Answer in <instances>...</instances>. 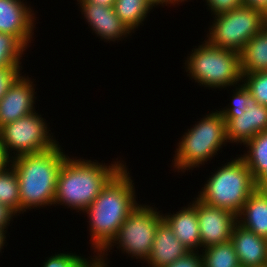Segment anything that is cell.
I'll return each instance as SVG.
<instances>
[{"instance_id":"1","label":"cell","mask_w":267,"mask_h":267,"mask_svg":"<svg viewBox=\"0 0 267 267\" xmlns=\"http://www.w3.org/2000/svg\"><path fill=\"white\" fill-rule=\"evenodd\" d=\"M131 176L125 165L83 212L89 220V241L94 255L98 256L111 243L126 218L140 204Z\"/></svg>"},{"instance_id":"2","label":"cell","mask_w":267,"mask_h":267,"mask_svg":"<svg viewBox=\"0 0 267 267\" xmlns=\"http://www.w3.org/2000/svg\"><path fill=\"white\" fill-rule=\"evenodd\" d=\"M67 157L59 172L53 206H68L83 212L99 196L107 183L126 165L118 158L108 163ZM104 163V164H103Z\"/></svg>"},{"instance_id":"3","label":"cell","mask_w":267,"mask_h":267,"mask_svg":"<svg viewBox=\"0 0 267 267\" xmlns=\"http://www.w3.org/2000/svg\"><path fill=\"white\" fill-rule=\"evenodd\" d=\"M67 157L58 143L48 151L20 155L9 161L19 182L21 214L54 205L59 172Z\"/></svg>"},{"instance_id":"4","label":"cell","mask_w":267,"mask_h":267,"mask_svg":"<svg viewBox=\"0 0 267 267\" xmlns=\"http://www.w3.org/2000/svg\"><path fill=\"white\" fill-rule=\"evenodd\" d=\"M182 135L177 143L175 155H173L172 165L175 172L194 170L211 161L218 152L227 146L226 122L221 113L211 111L193 127H190Z\"/></svg>"},{"instance_id":"5","label":"cell","mask_w":267,"mask_h":267,"mask_svg":"<svg viewBox=\"0 0 267 267\" xmlns=\"http://www.w3.org/2000/svg\"><path fill=\"white\" fill-rule=\"evenodd\" d=\"M236 156L211 172L196 197L207 205L223 208L237 216L256 186L245 161Z\"/></svg>"},{"instance_id":"6","label":"cell","mask_w":267,"mask_h":267,"mask_svg":"<svg viewBox=\"0 0 267 267\" xmlns=\"http://www.w3.org/2000/svg\"><path fill=\"white\" fill-rule=\"evenodd\" d=\"M188 55L184 71L199 86L222 90L242 83L240 53L216 47L205 38Z\"/></svg>"},{"instance_id":"7","label":"cell","mask_w":267,"mask_h":267,"mask_svg":"<svg viewBox=\"0 0 267 267\" xmlns=\"http://www.w3.org/2000/svg\"><path fill=\"white\" fill-rule=\"evenodd\" d=\"M152 206L140 203L131 212L119 228L116 237L97 256L98 267H109L107 253L112 252L110 250L116 245L119 251L131 258L144 262L147 260L152 250L156 229L163 220L162 212L158 211L155 205Z\"/></svg>"},{"instance_id":"8","label":"cell","mask_w":267,"mask_h":267,"mask_svg":"<svg viewBox=\"0 0 267 267\" xmlns=\"http://www.w3.org/2000/svg\"><path fill=\"white\" fill-rule=\"evenodd\" d=\"M212 18L206 40L216 47L238 53L267 25V15L263 11L246 5Z\"/></svg>"},{"instance_id":"9","label":"cell","mask_w":267,"mask_h":267,"mask_svg":"<svg viewBox=\"0 0 267 267\" xmlns=\"http://www.w3.org/2000/svg\"><path fill=\"white\" fill-rule=\"evenodd\" d=\"M232 98L219 109L226 122L228 143L245 145L258 133L267 130V107L257 102L243 83L234 87Z\"/></svg>"},{"instance_id":"10","label":"cell","mask_w":267,"mask_h":267,"mask_svg":"<svg viewBox=\"0 0 267 267\" xmlns=\"http://www.w3.org/2000/svg\"><path fill=\"white\" fill-rule=\"evenodd\" d=\"M38 113L34 111L0 127V140L9 160L20 155L48 151L59 143L46 119Z\"/></svg>"},{"instance_id":"11","label":"cell","mask_w":267,"mask_h":267,"mask_svg":"<svg viewBox=\"0 0 267 267\" xmlns=\"http://www.w3.org/2000/svg\"><path fill=\"white\" fill-rule=\"evenodd\" d=\"M191 202L197 209L202 249L231 241L237 216L223 208L207 205L197 197Z\"/></svg>"},{"instance_id":"12","label":"cell","mask_w":267,"mask_h":267,"mask_svg":"<svg viewBox=\"0 0 267 267\" xmlns=\"http://www.w3.org/2000/svg\"><path fill=\"white\" fill-rule=\"evenodd\" d=\"M77 4L92 33L104 42H119L133 34L116 15L113 6H101L86 0H79Z\"/></svg>"},{"instance_id":"13","label":"cell","mask_w":267,"mask_h":267,"mask_svg":"<svg viewBox=\"0 0 267 267\" xmlns=\"http://www.w3.org/2000/svg\"><path fill=\"white\" fill-rule=\"evenodd\" d=\"M30 7L24 0H0V33L15 36L27 49L36 28V14Z\"/></svg>"},{"instance_id":"14","label":"cell","mask_w":267,"mask_h":267,"mask_svg":"<svg viewBox=\"0 0 267 267\" xmlns=\"http://www.w3.org/2000/svg\"><path fill=\"white\" fill-rule=\"evenodd\" d=\"M25 75L21 74L0 100V127L36 111V84Z\"/></svg>"},{"instance_id":"15","label":"cell","mask_w":267,"mask_h":267,"mask_svg":"<svg viewBox=\"0 0 267 267\" xmlns=\"http://www.w3.org/2000/svg\"><path fill=\"white\" fill-rule=\"evenodd\" d=\"M231 242L241 267H260L267 265V239L236 224Z\"/></svg>"},{"instance_id":"16","label":"cell","mask_w":267,"mask_h":267,"mask_svg":"<svg viewBox=\"0 0 267 267\" xmlns=\"http://www.w3.org/2000/svg\"><path fill=\"white\" fill-rule=\"evenodd\" d=\"M188 252L170 226L162 220L156 229L150 256L144 263L149 267H165Z\"/></svg>"},{"instance_id":"17","label":"cell","mask_w":267,"mask_h":267,"mask_svg":"<svg viewBox=\"0 0 267 267\" xmlns=\"http://www.w3.org/2000/svg\"><path fill=\"white\" fill-rule=\"evenodd\" d=\"M187 205L173 214H163L162 212V218L174 231L178 240L189 251H199L201 248V239L197 209L191 202Z\"/></svg>"},{"instance_id":"18","label":"cell","mask_w":267,"mask_h":267,"mask_svg":"<svg viewBox=\"0 0 267 267\" xmlns=\"http://www.w3.org/2000/svg\"><path fill=\"white\" fill-rule=\"evenodd\" d=\"M237 223L267 239V190L255 189L237 215Z\"/></svg>"},{"instance_id":"19","label":"cell","mask_w":267,"mask_h":267,"mask_svg":"<svg viewBox=\"0 0 267 267\" xmlns=\"http://www.w3.org/2000/svg\"><path fill=\"white\" fill-rule=\"evenodd\" d=\"M240 61L242 74L267 71V25L245 44Z\"/></svg>"},{"instance_id":"20","label":"cell","mask_w":267,"mask_h":267,"mask_svg":"<svg viewBox=\"0 0 267 267\" xmlns=\"http://www.w3.org/2000/svg\"><path fill=\"white\" fill-rule=\"evenodd\" d=\"M116 15L134 33L143 22L153 7L147 0H115L113 5Z\"/></svg>"},{"instance_id":"21","label":"cell","mask_w":267,"mask_h":267,"mask_svg":"<svg viewBox=\"0 0 267 267\" xmlns=\"http://www.w3.org/2000/svg\"><path fill=\"white\" fill-rule=\"evenodd\" d=\"M244 154L239 155L256 180L267 169V130L258 133L245 145Z\"/></svg>"},{"instance_id":"22","label":"cell","mask_w":267,"mask_h":267,"mask_svg":"<svg viewBox=\"0 0 267 267\" xmlns=\"http://www.w3.org/2000/svg\"><path fill=\"white\" fill-rule=\"evenodd\" d=\"M203 267H241L231 241L201 249Z\"/></svg>"},{"instance_id":"23","label":"cell","mask_w":267,"mask_h":267,"mask_svg":"<svg viewBox=\"0 0 267 267\" xmlns=\"http://www.w3.org/2000/svg\"><path fill=\"white\" fill-rule=\"evenodd\" d=\"M0 203L21 214L19 182L10 163L0 169Z\"/></svg>"},{"instance_id":"24","label":"cell","mask_w":267,"mask_h":267,"mask_svg":"<svg viewBox=\"0 0 267 267\" xmlns=\"http://www.w3.org/2000/svg\"><path fill=\"white\" fill-rule=\"evenodd\" d=\"M27 48L13 35L0 33V68H22Z\"/></svg>"},{"instance_id":"25","label":"cell","mask_w":267,"mask_h":267,"mask_svg":"<svg viewBox=\"0 0 267 267\" xmlns=\"http://www.w3.org/2000/svg\"><path fill=\"white\" fill-rule=\"evenodd\" d=\"M91 258H85L75 253H57L47 257L41 267H98L97 255L90 256Z\"/></svg>"},{"instance_id":"26","label":"cell","mask_w":267,"mask_h":267,"mask_svg":"<svg viewBox=\"0 0 267 267\" xmlns=\"http://www.w3.org/2000/svg\"><path fill=\"white\" fill-rule=\"evenodd\" d=\"M242 83L258 103L267 107V71L242 74Z\"/></svg>"},{"instance_id":"27","label":"cell","mask_w":267,"mask_h":267,"mask_svg":"<svg viewBox=\"0 0 267 267\" xmlns=\"http://www.w3.org/2000/svg\"><path fill=\"white\" fill-rule=\"evenodd\" d=\"M206 1L207 9L211 11V16L229 12L243 5L242 0H203ZM209 7V8H208Z\"/></svg>"},{"instance_id":"28","label":"cell","mask_w":267,"mask_h":267,"mask_svg":"<svg viewBox=\"0 0 267 267\" xmlns=\"http://www.w3.org/2000/svg\"><path fill=\"white\" fill-rule=\"evenodd\" d=\"M23 68H0V100L11 88V85L24 72Z\"/></svg>"},{"instance_id":"29","label":"cell","mask_w":267,"mask_h":267,"mask_svg":"<svg viewBox=\"0 0 267 267\" xmlns=\"http://www.w3.org/2000/svg\"><path fill=\"white\" fill-rule=\"evenodd\" d=\"M165 267H203L201 253L199 251H190Z\"/></svg>"},{"instance_id":"30","label":"cell","mask_w":267,"mask_h":267,"mask_svg":"<svg viewBox=\"0 0 267 267\" xmlns=\"http://www.w3.org/2000/svg\"><path fill=\"white\" fill-rule=\"evenodd\" d=\"M19 216L13 209L9 206L0 203V228L7 232L8 226L13 221V218Z\"/></svg>"},{"instance_id":"31","label":"cell","mask_w":267,"mask_h":267,"mask_svg":"<svg viewBox=\"0 0 267 267\" xmlns=\"http://www.w3.org/2000/svg\"><path fill=\"white\" fill-rule=\"evenodd\" d=\"M243 5L257 8L267 15V0H242Z\"/></svg>"},{"instance_id":"32","label":"cell","mask_w":267,"mask_h":267,"mask_svg":"<svg viewBox=\"0 0 267 267\" xmlns=\"http://www.w3.org/2000/svg\"><path fill=\"white\" fill-rule=\"evenodd\" d=\"M150 4H151V6L152 7H158V6H162V7H164V6H169V4H170V7H171V5H173V6H175V4H177V5H179L180 4V2L178 1V0H147Z\"/></svg>"},{"instance_id":"33","label":"cell","mask_w":267,"mask_h":267,"mask_svg":"<svg viewBox=\"0 0 267 267\" xmlns=\"http://www.w3.org/2000/svg\"><path fill=\"white\" fill-rule=\"evenodd\" d=\"M255 186L260 190H267V169L255 180Z\"/></svg>"},{"instance_id":"34","label":"cell","mask_w":267,"mask_h":267,"mask_svg":"<svg viewBox=\"0 0 267 267\" xmlns=\"http://www.w3.org/2000/svg\"><path fill=\"white\" fill-rule=\"evenodd\" d=\"M9 159L6 157L3 147H2V143L0 140V169L5 167L8 163H9Z\"/></svg>"},{"instance_id":"35","label":"cell","mask_w":267,"mask_h":267,"mask_svg":"<svg viewBox=\"0 0 267 267\" xmlns=\"http://www.w3.org/2000/svg\"><path fill=\"white\" fill-rule=\"evenodd\" d=\"M88 2L99 4L101 6H113L115 3V0H86Z\"/></svg>"},{"instance_id":"36","label":"cell","mask_w":267,"mask_h":267,"mask_svg":"<svg viewBox=\"0 0 267 267\" xmlns=\"http://www.w3.org/2000/svg\"><path fill=\"white\" fill-rule=\"evenodd\" d=\"M6 234H7V232L0 228V253H2L1 249H4L3 246H7L5 244V243H7L6 240H5L7 238Z\"/></svg>"},{"instance_id":"37","label":"cell","mask_w":267,"mask_h":267,"mask_svg":"<svg viewBox=\"0 0 267 267\" xmlns=\"http://www.w3.org/2000/svg\"><path fill=\"white\" fill-rule=\"evenodd\" d=\"M178 1H179L180 3H182V2L184 3V2H186V1L188 2V0H178Z\"/></svg>"}]
</instances>
